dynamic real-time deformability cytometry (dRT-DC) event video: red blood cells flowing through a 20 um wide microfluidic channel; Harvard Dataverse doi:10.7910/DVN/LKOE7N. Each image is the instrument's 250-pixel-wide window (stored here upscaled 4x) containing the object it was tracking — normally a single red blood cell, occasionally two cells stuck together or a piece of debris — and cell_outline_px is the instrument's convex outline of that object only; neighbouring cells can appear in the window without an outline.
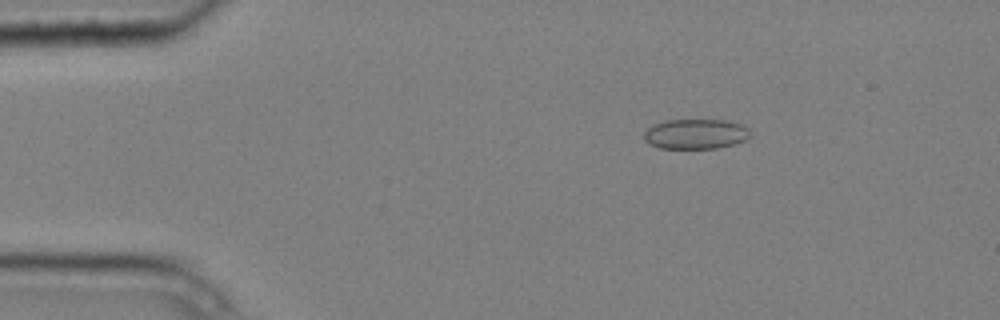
{"species": "common noctule bat (a hibernating species)", "species_latin": "Nyctalus noctula", "temperature_condition": "cold", "stored_images_in_passage": 6, "camera_frame_rate_fps": 3000, "um_per_image_px": 0.085, "animal": {"sex": "male", "body_mass_g": 20.4}, "frame": {"image": 1, "passage_image": 3, "time_ms": 0.667, "image_size_px": [1000, 320], "cell_outline_px": [[752, 136], [736, 144], [716, 148], [660, 148], [648, 144], [644, 140], [644, 132], [652, 124], [664, 120], [724, 120], [740, 124], [748, 128]], "centroid_in_image_um": [59.11, 11.39], "position_along_channel_um": 25.9, "area_um2": 18.73}}
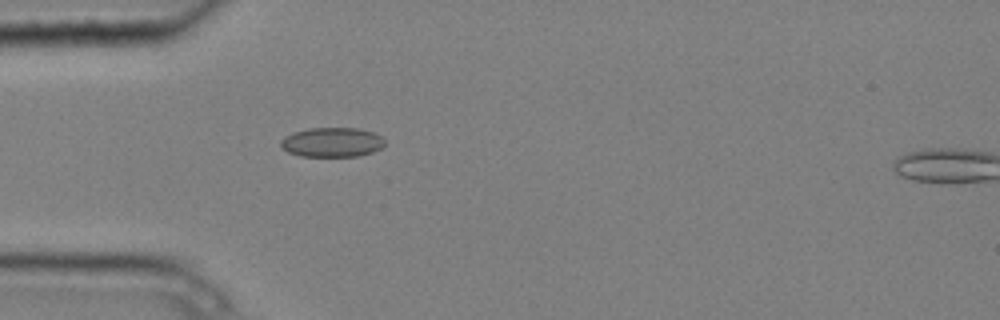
{"frame": {"image": 2, "passage_image": 5, "time_ms": 1.333, "image_size_px": [1000, 320], "cell_outline_px": [[384, 144], [380, 148], [372, 152], [356, 156], [300, 156], [288, 152], [280, 144], [280, 140], [284, 136], [308, 128], [360, 128], [372, 132], [380, 136], [384, 140]], "centroid_in_image_um": [28.21, 12.08], "position_along_channel_um": 56.8, "area_um2": 17.74}}